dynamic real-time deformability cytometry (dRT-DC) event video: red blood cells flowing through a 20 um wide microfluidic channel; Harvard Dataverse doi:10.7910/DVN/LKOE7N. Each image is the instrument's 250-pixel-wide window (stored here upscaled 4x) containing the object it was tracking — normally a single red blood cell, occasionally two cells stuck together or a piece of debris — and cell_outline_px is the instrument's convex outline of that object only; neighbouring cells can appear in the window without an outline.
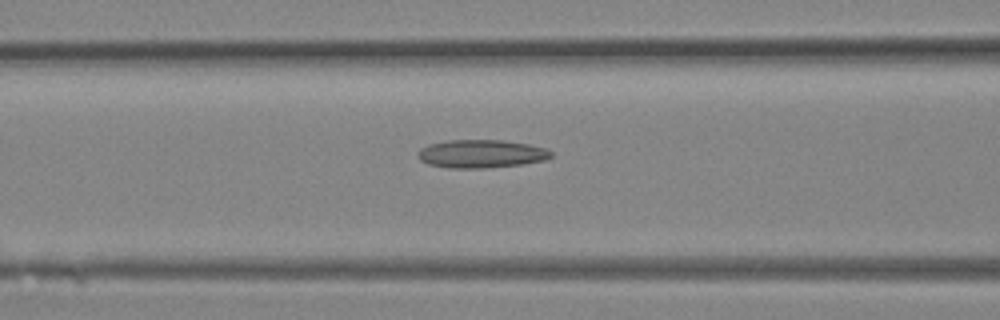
{"species": "Egyptian fruit bat (a non-hibernating species)", "species_latin": "Rousettus aegyptiacus", "temperature_condition": "room temperature", "stored_images_in_passage": 27, "camera_frame_rate_fps": 3000, "um_per_image_px": 0.085, "animal": {"sex": "female"}, "frame": {"image": 1, "passage_image": 9, "time_ms": 2.667, "image_size_px": [1000, 320], "cell_outline_px": [[552, 156], [544, 160], [520, 164], [484, 168], [448, 168], [428, 164], [420, 160], [416, 156], [416, 152], [420, 148], [428, 144], [448, 140], [504, 140], [528, 144], [544, 148], [552, 152]], "centroid_in_image_um": [40.83, 13.07], "position_along_channel_um": 125.8, "area_um2": 21.91}}
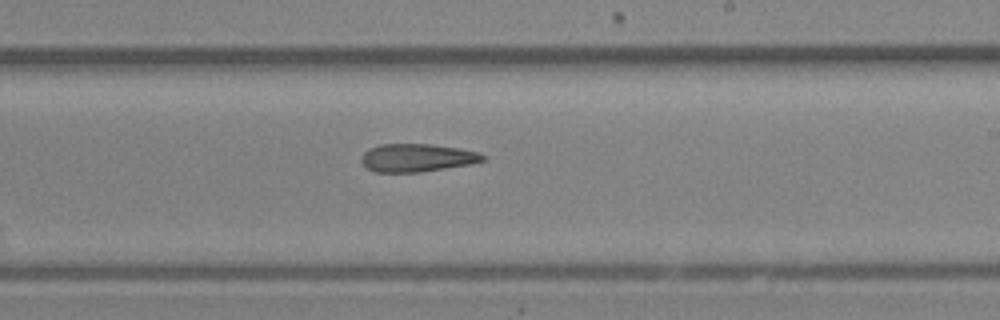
{"frame": {"image": 2, "passage_image": 15, "time_ms": 4.667, "image_size_px": [1000, 320], "cell_outline_px": [[484, 160], [468, 164], [420, 172], [376, 172], [368, 168], [360, 160], [360, 156], [368, 148], [380, 144], [428, 144], [460, 148], [480, 152], [484, 156]], "centroid_in_image_um": [35.4, 13.4], "position_along_channel_um": 253.6, "area_um2": 19.71}}
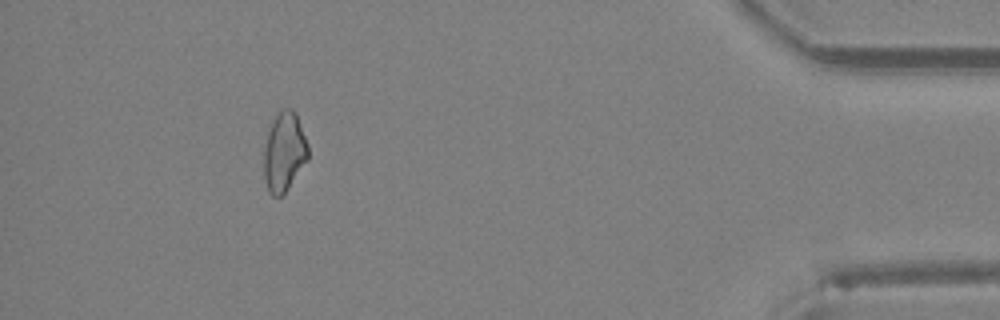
{"frame": {"image": 3, "passage_image": 25, "time_ms": 8.0, "image_size_px": [1000, 320], "cell_outline_px": [[308, 160], [284, 192], [280, 196], [272, 196], [268, 192], [264, 180], [264, 148], [268, 132], [276, 116], [284, 108], [292, 108], [296, 112], [308, 144]], "centroid_in_image_um": [24.16, 12.92], "position_along_channel_um": 411.0, "area_um2": 20.23}}